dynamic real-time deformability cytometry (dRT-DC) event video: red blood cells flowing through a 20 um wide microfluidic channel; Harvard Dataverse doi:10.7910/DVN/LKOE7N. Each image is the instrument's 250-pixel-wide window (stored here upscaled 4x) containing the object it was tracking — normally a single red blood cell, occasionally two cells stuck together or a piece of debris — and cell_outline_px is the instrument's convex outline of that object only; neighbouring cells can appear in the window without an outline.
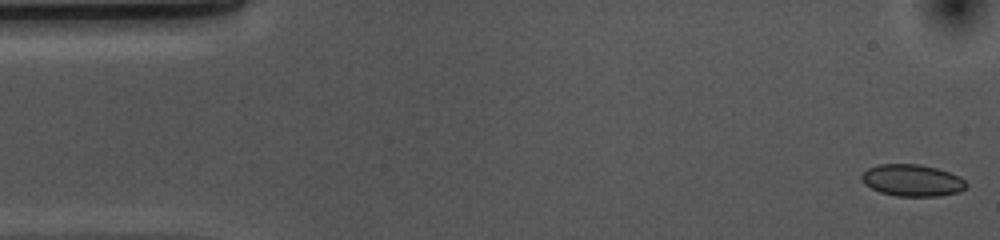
{"species": "common noctule bat (a hibernating species)", "species_latin": "Nyctalus noctula", "temperature_condition": "cold", "stored_images_in_passage": 53, "camera_frame_rate_fps": 3000, "um_per_image_px": 0.085, "animal": {"sex": "female", "body_mass_g": 10.0, "forearm_length_mm": 53.1}, "frame": {"image": 1, "passage_image": 1, "time_ms": 0.0, "image_size_px": [1000, 240], "cell_outline_px": [[968, 184], [960, 192], [940, 196], [896, 196], [880, 192], [864, 184], [860, 180], [860, 176], [868, 168], [880, 164], [920, 164], [936, 168], [960, 176]], "centroid_in_image_um": [77.53, 15.33], "position_along_channel_um": 7.5, "area_um2": 19.48}}
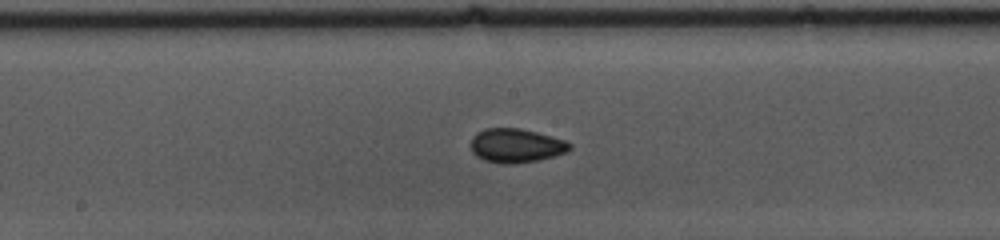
{"frame": {"image": 2, "passage_image": 26, "time_ms": 8.333, "image_size_px": [1000, 240], "cell_outline_px": [[572, 148], [568, 152], [536, 160], [512, 164], [504, 164], [484, 160], [476, 156], [472, 152], [472, 136], [476, 132], [484, 128], [520, 128], [552, 136], [564, 140], [572, 144]], "centroid_in_image_um": [43.86, 12.36], "position_along_channel_um": 204.3, "area_um2": 19.59}}
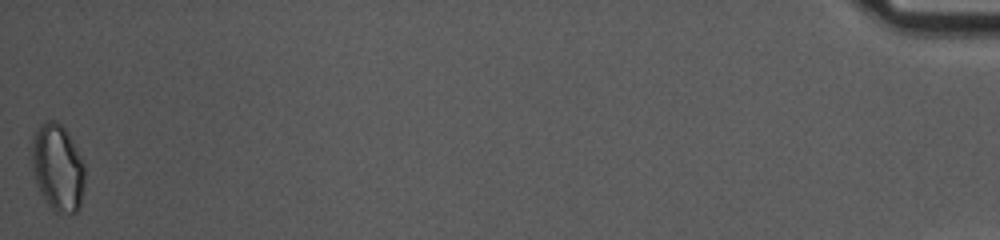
{"frame": {"image": 3, "passage_image": 53, "time_ms": 17.333, "image_size_px": [1000, 240], "cell_outline_px": [[84, 188], [80, 208], [76, 212], [56, 212], [48, 204], [40, 192], [36, 180], [32, 164], [32, 136], [40, 124], [44, 120], [56, 120], [64, 128], [84, 164]], "centroid_in_image_um": [4.9, 14.23], "position_along_channel_um": 430.3, "area_um2": 26.53}, "authors_computed_cell_mechanics": {"area_um2": 19.3052, "velocity_mm_per_s": 3.6633, "shape_relaxation_time_tau1_ms": 9.1247, "shape_relaxation_time_tau2_ms": 1.8817, "deformation_change_tau1": 0.0868, "deformation_change_tau2": 0.0569}}